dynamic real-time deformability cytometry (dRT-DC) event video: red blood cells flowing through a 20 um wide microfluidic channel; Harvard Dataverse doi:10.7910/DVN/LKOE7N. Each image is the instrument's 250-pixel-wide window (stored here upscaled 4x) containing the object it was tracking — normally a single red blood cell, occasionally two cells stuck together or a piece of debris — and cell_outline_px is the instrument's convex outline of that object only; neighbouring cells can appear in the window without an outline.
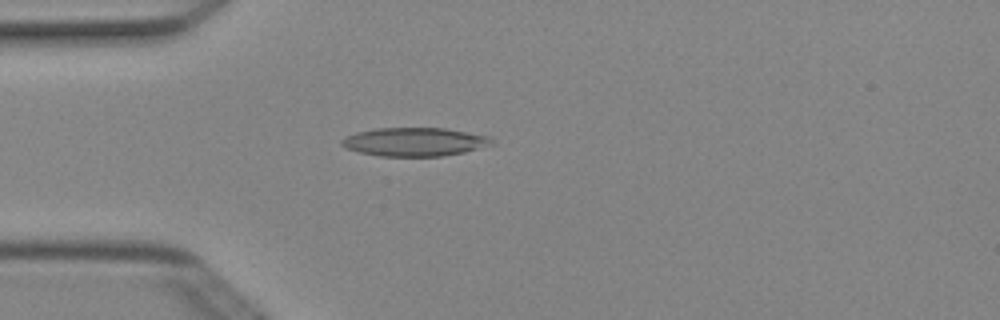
{"species": "Egyptian fruit bat (a non-hibernating species)", "species_latin": "Rousettus aegyptiacus", "temperature_condition": "cold", "stored_images_in_passage": 3, "camera_frame_rate_fps": 3000, "um_per_image_px": 0.085, "animal": {"sex": "female"}, "frame": {"image": 1, "passage_image": 3, "time_ms": 0.667, "image_size_px": [1000, 320], "cell_outline_px": [[492, 144], [464, 152], [440, 156], [380, 156], [360, 152], [348, 148], [340, 144], [340, 140], [356, 132], [376, 128], [444, 128], [468, 132], [488, 136], [492, 140]], "centroid_in_image_um": [35.22, 12.05], "position_along_channel_um": 49.8, "area_um2": 24.68}}